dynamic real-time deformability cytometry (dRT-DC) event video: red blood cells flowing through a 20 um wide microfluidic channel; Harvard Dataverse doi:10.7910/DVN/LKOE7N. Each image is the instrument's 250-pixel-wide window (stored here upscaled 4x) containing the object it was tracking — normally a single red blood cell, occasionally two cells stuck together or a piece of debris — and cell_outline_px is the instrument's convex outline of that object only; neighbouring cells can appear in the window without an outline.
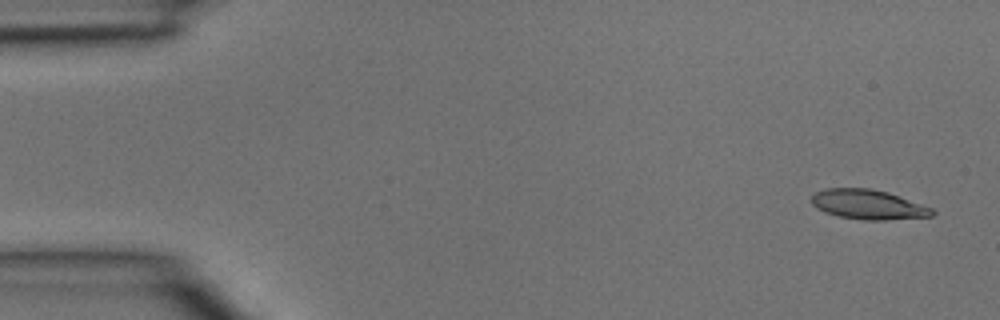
{"species": "common noctule bat (a hibernating species)", "species_latin": "Nyctalus noctula", "temperature_condition": "room temperature", "stored_images_in_passage": 40, "segment_of_instrument_passage": [1, 2], "camera_frame_rate_fps": 3000, "um_per_image_px": 0.085, "animal": {"sex": "male", "body_mass_g": 15.6}, "frame": {"image": 1, "passage_image": 2, "time_ms": 0.333, "image_size_px": [1000, 320], "cell_outline_px": [[936, 212], [932, 216], [884, 220], [864, 220], [840, 216], [824, 212], [816, 208], [812, 204], [812, 196], [816, 192], [824, 188], [868, 188], [888, 192], [932, 208]], "centroid_in_image_um": [73.78, 17.38], "position_along_channel_um": 11.2, "area_um2": 20.75}}
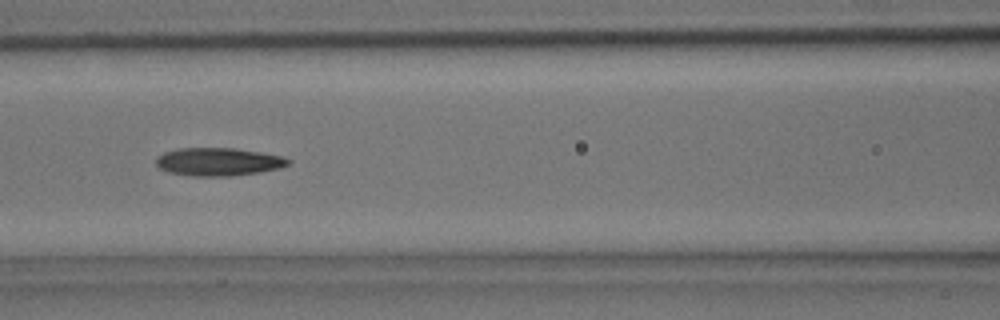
{"frame": {"image": 2, "passage_image": 17, "time_ms": 5.333, "image_size_px": [1000, 320], "cell_outline_px": [[292, 164], [280, 168], [260, 172], [232, 176], [192, 176], [168, 172], [160, 168], [156, 164], [156, 156], [164, 152], [176, 148], [236, 148], [284, 156], [292, 160]], "centroid_in_image_um": [18.59, 13.75], "position_along_channel_um": 148.0, "area_um2": 21.91}}
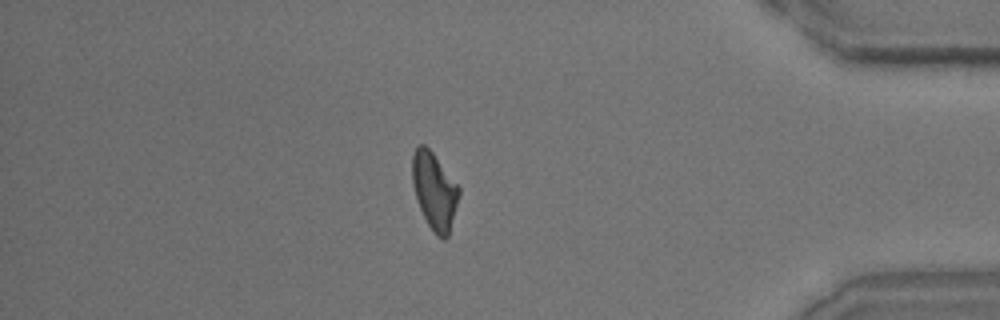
{"frame": {"image": 3, "passage_image": 34, "time_ms": 11.0, "image_size_px": [1000, 320], "cell_outline_px": [[460, 192], [448, 236], [444, 240], [436, 236], [428, 224], [416, 200], [412, 184], [412, 156], [416, 144], [424, 144], [432, 152], [460, 188]], "centroid_in_image_um": [36.9, 16.21], "position_along_channel_um": 398.3, "area_um2": 20.81}}